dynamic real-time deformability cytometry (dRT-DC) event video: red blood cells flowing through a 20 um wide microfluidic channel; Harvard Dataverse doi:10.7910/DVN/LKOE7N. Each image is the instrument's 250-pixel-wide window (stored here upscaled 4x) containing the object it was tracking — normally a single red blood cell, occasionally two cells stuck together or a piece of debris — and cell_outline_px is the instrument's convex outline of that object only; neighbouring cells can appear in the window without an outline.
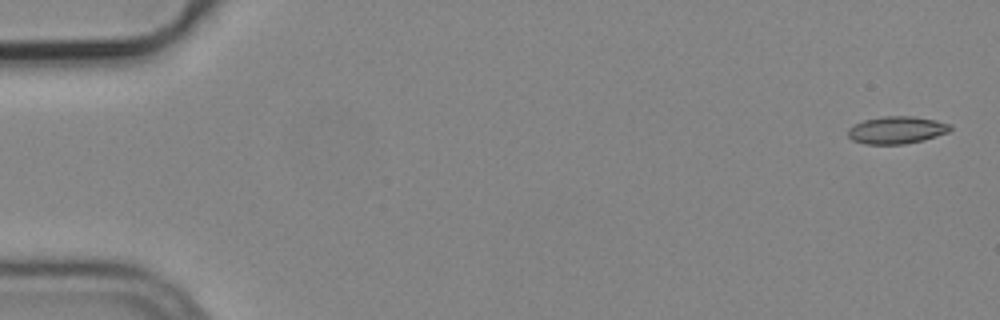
{"species": "common noctule bat (a hibernating species)", "species_latin": "Nyctalus noctula", "temperature_condition": "cold", "stored_images_in_passage": 6, "camera_frame_rate_fps": 3000, "um_per_image_px": 0.085, "animal": {"sex": "male", "body_mass_g": 19.2, "forearm_length_mm": 51.8}, "frame": {"image": 1, "passage_image": 1, "time_ms": 0.0, "image_size_px": [1000, 320], "cell_outline_px": [[952, 128], [948, 132], [924, 140], [904, 144], [864, 144], [852, 140], [848, 136], [848, 128], [852, 124], [864, 120], [884, 116], [912, 116], [936, 120], [952, 124]], "centroid_in_image_um": [76.2, 11.05], "position_along_channel_um": 8.8, "area_um2": 16.47}}
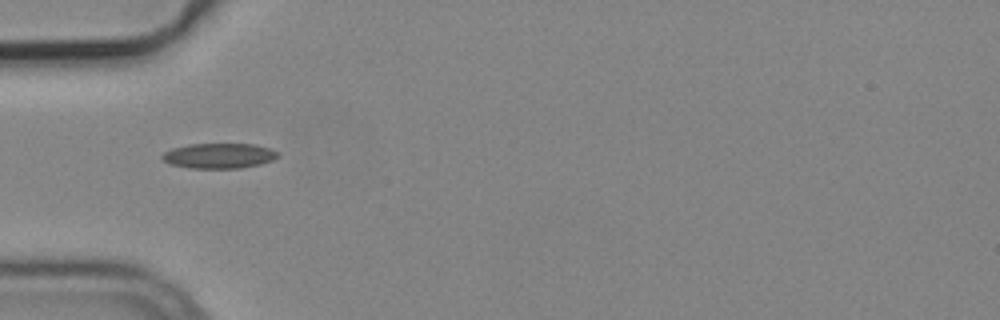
{"frame": {"image": 2, "passage_image": 5, "time_ms": 1.333, "image_size_px": [1000, 320], "cell_outline_px": [[280, 156], [272, 160], [260, 164], [240, 168], [188, 168], [172, 164], [164, 160], [160, 156], [164, 152], [172, 148], [188, 144], [256, 144], [280, 152]], "centroid_in_image_um": [18.64, 13.23], "position_along_channel_um": 66.4, "area_um2": 16.99}}